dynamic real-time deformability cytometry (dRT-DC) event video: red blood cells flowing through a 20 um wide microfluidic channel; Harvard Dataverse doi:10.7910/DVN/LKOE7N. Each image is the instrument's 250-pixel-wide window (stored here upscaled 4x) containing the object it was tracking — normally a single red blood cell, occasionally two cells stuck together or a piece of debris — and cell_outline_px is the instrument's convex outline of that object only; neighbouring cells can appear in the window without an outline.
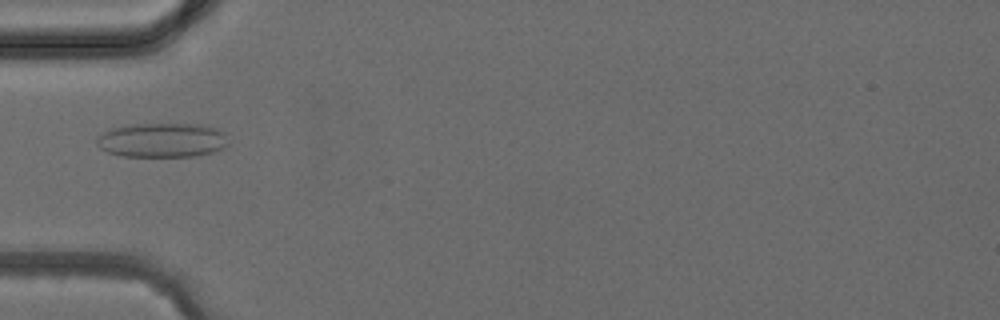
{"species": "common noctule bat (a hibernating species)", "species_latin": "Nyctalus noctula", "temperature_condition": "cold", "stored_images_in_passage": 5, "camera_frame_rate_fps": 3000, "um_per_image_px": 0.085, "animal": {"sex": "female", "body_mass_g": 24.6, "forearm_length_mm": 56.2}, "frame": {"image": 1, "passage_image": 4, "time_ms": 3.667, "image_size_px": [1000, 320], "cell_outline_px": [[228, 144], [224, 148], [212, 152], [196, 156], [120, 156], [108, 152], [100, 148], [96, 144], [96, 140], [104, 132], [112, 128], [136, 124], [204, 124], [220, 128], [224, 132]], "centroid_in_image_um": [13.83, 11.91], "position_along_channel_um": 71.2, "area_um2": 26.47}}